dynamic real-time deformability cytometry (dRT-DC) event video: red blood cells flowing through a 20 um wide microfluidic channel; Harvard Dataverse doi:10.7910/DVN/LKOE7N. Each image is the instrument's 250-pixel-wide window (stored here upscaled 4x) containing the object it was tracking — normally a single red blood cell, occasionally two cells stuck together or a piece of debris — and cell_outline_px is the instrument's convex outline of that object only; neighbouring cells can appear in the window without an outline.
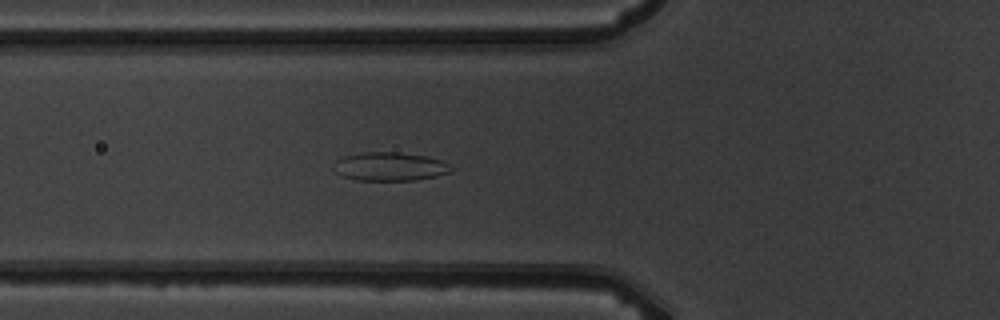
{"species": "common noctule bat (a hibernating species)", "species_latin": "Nyctalus noctula", "temperature_condition": "warm", "stored_images_in_passage": 7, "camera_frame_rate_fps": 3000, "um_per_image_px": 0.085, "animal": {"sex": "male", "body_mass_g": 19.5, "forearm_length_mm": 54.6}, "frame": {"image": 1, "passage_image": 7, "time_ms": 6.667, "image_size_px": [1000, 320], "cell_outline_px": [[456, 168], [452, 172], [436, 176], [416, 180], [356, 180], [340, 176], [336, 172], [336, 160], [344, 156], [360, 152], [400, 152], [428, 156], [440, 160]], "centroid_in_image_um": [33.18, 14.15], "position_along_channel_um": 92.6, "area_um2": 19.71}}